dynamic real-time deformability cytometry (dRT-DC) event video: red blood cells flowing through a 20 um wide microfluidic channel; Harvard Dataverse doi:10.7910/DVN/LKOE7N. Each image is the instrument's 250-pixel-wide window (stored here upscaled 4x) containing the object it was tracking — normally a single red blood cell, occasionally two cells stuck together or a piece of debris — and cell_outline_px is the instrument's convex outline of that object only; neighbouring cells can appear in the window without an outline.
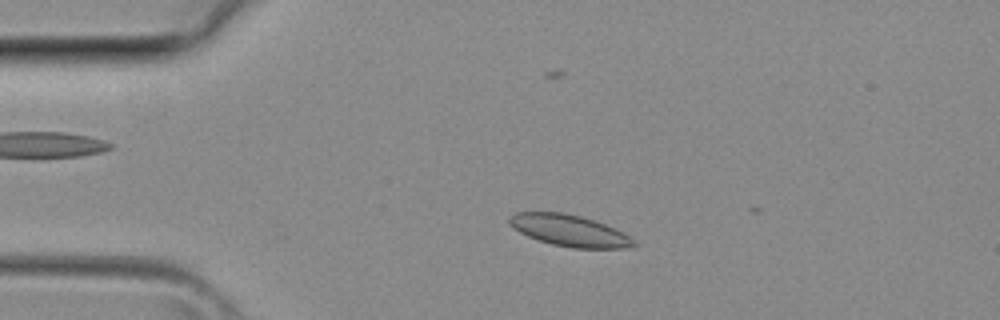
{"species": "common noctule bat (a hibernating species)", "species_latin": "Nyctalus noctula", "temperature_condition": "room temperature", "stored_images_in_passage": 8, "camera_frame_rate_fps": 3000, "um_per_image_px": 0.085, "animal": {"sex": "female", "body_mass_g": 29.2, "forearm_length_mm": 56.3}, "frame": {"image": 1, "passage_image": 7, "time_ms": 2.0, "image_size_px": [1000, 320], "cell_outline_px": [[640, 244], [636, 248], [572, 248], [552, 244], [528, 236], [512, 228], [508, 224], [508, 220], [516, 212], [564, 212], [580, 216], [604, 224], [628, 236]], "centroid_in_image_um": [48.41, 19.61], "position_along_channel_um": 36.6, "area_um2": 22.72}}